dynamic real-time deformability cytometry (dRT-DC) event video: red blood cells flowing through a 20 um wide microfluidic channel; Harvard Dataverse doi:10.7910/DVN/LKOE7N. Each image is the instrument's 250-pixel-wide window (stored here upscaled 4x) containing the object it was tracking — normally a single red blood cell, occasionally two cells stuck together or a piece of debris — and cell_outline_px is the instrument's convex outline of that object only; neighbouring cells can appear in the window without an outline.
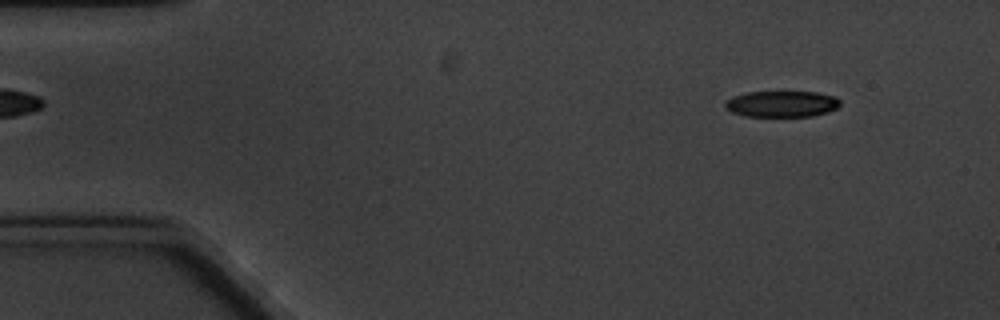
{"species": "common noctule bat (a hibernating species)", "species_latin": "Nyctalus noctula", "temperature_condition": "cold", "stored_images_in_passage": 4, "camera_frame_rate_fps": 3000, "um_per_image_px": 0.085, "animal": {"sex": "male", "body_mass_g": 20.1, "forearm_length_mm": 53.5}, "frame": {"image": 1, "passage_image": 1, "time_ms": 0.0, "image_size_px": [1000, 320], "cell_outline_px": [[840, 104], [836, 108], [828, 112], [812, 116], [744, 116], [732, 112], [724, 108], [724, 104], [732, 96], [748, 92], [816, 92], [836, 96], [840, 100]], "centroid_in_image_um": [66.45, 8.83], "position_along_channel_um": 18.5, "area_um2": 17.57}}
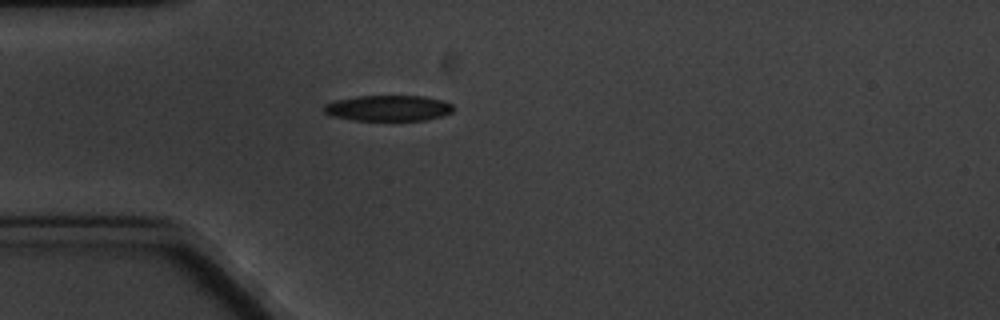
{"frame": {"image": 2, "passage_image": 4, "time_ms": 3.333, "image_size_px": [1000, 320], "cell_outline_px": [[452, 112], [444, 116], [428, 120], [352, 120], [332, 116], [324, 112], [324, 104], [336, 100], [356, 96], [424, 96], [440, 100], [452, 104]], "centroid_in_image_um": [33.0, 9.19], "position_along_channel_um": 52.0, "area_um2": 19.42}}